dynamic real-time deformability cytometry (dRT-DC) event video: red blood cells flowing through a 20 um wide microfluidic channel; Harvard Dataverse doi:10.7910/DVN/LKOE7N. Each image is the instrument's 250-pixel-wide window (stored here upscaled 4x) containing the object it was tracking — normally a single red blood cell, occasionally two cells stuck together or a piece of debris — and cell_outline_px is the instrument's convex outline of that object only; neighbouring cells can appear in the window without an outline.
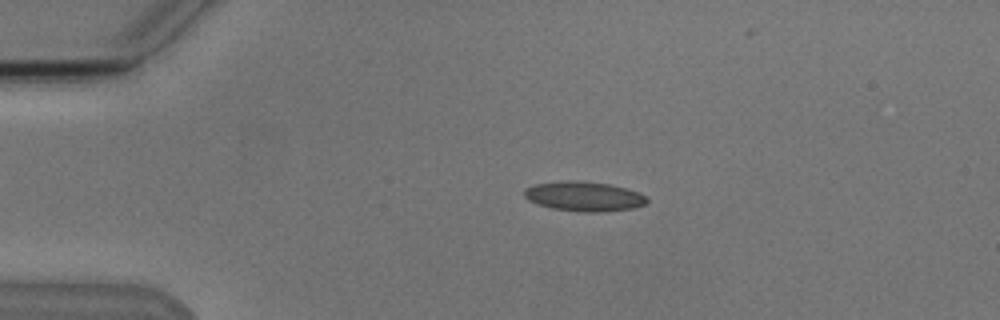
{"species": "Egyptian fruit bat (a non-hibernating species)", "species_latin": "Rousettus aegyptiacus", "temperature_condition": "cold", "stored_images_in_passage": 4, "camera_frame_rate_fps": 3000, "um_per_image_px": 0.085, "animal": {"sex": "male"}, "frame": {"image": 1, "passage_image": 2, "time_ms": 1.0, "image_size_px": [1000, 320], "cell_outline_px": [[648, 200], [644, 204], [632, 208], [600, 212], [584, 212], [552, 208], [536, 204], [528, 200], [524, 196], [524, 192], [528, 188], [536, 184], [568, 180], [584, 180], [608, 184], [628, 188], [640, 192], [648, 196]], "centroid_in_image_um": [49.68, 16.68], "position_along_channel_um": 35.3, "area_um2": 21.27}}
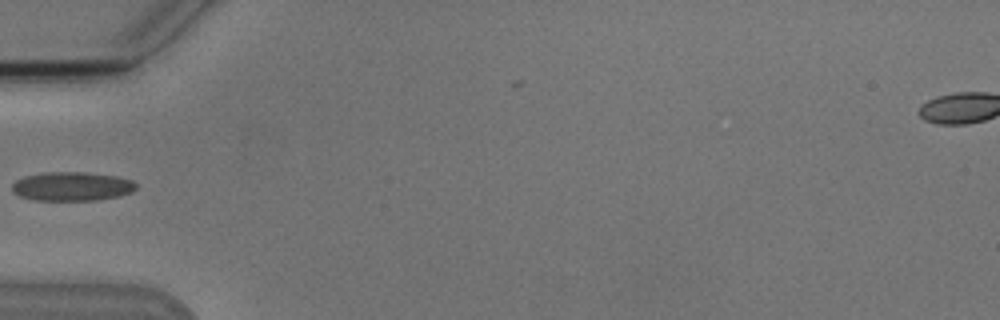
{"frame": {"image": 2, "passage_image": 4, "time_ms": 3.333, "image_size_px": [1000, 320], "cell_outline_px": [[136, 188], [132, 192], [120, 196], [96, 200], [32, 200], [20, 196], [12, 192], [12, 184], [16, 180], [24, 176], [44, 172], [88, 172], [116, 176], [132, 180], [136, 184]], "centroid_in_image_um": [6.1, 15.84], "position_along_channel_um": 78.9, "area_um2": 21.1}}